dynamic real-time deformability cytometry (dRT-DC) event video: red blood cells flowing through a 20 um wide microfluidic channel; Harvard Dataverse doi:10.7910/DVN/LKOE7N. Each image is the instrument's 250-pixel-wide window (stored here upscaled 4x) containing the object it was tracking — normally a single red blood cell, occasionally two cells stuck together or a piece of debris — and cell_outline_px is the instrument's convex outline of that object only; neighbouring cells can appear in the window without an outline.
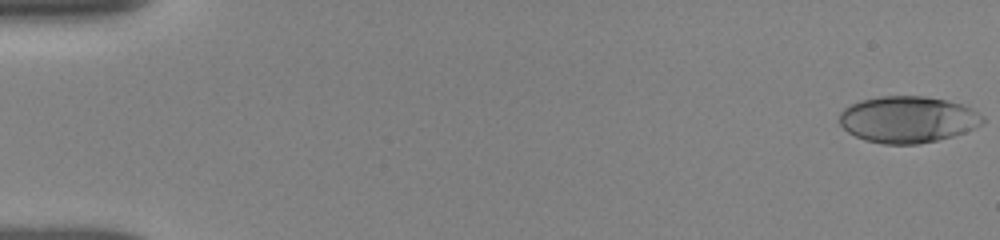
{"species": "human", "species_latin": "Homo sapiens", "temperature_condition": "room temperature", "stored_images_in_passage": 30, "camera_frame_rate_fps": 3000, "um_per_image_px": 0.085, "donor": {"sex": "female"}, "frame": {"image": 1, "passage_image": 1, "time_ms": 0.0, "image_size_px": [1000, 240], "cell_outline_px": [[984, 124], [964, 132], [952, 136], [936, 140], [916, 144], [884, 144], [864, 140], [848, 132], [840, 124], [840, 112], [844, 108], [860, 100], [880, 96], [924, 96], [944, 100], [960, 104], [972, 108], [984, 116]], "centroid_in_image_um": [77.16, 10.15], "position_along_channel_um": 7.8, "area_um2": 38.78}}
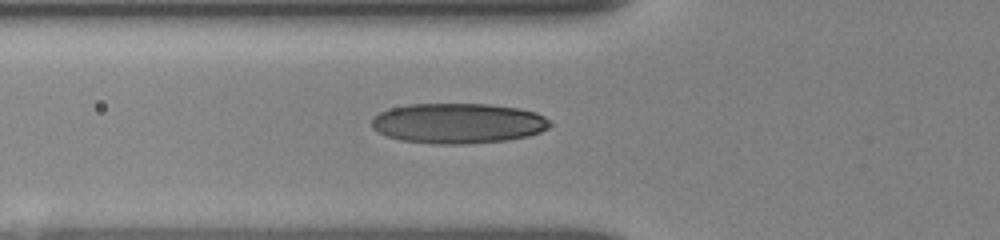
{"frame": {"image": 2, "passage_image": 16, "time_ms": 6.0, "image_size_px": [1000, 240], "cell_outline_px": [[552, 124], [548, 128], [540, 132], [528, 136], [508, 140], [468, 144], [436, 144], [400, 140], [388, 136], [372, 128], [372, 120], [380, 112], [392, 108], [408, 104], [488, 104], [520, 108], [536, 112], [552, 120]], "centroid_in_image_um": [39.0, 10.48], "position_along_channel_um": 86.8, "area_um2": 41.96}}
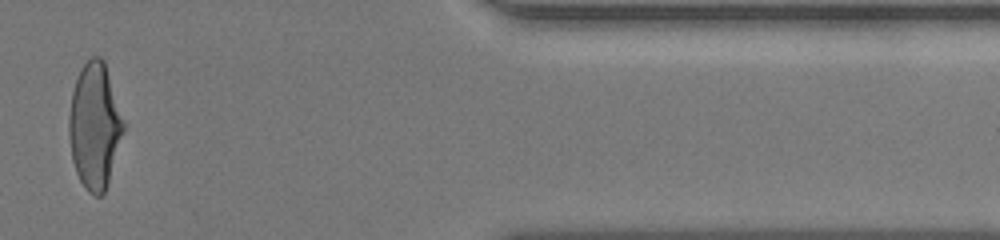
{"frame": {"image": 3, "passage_image": 28, "time_ms": 15.0, "image_size_px": [1000, 240], "cell_outline_px": [[124, 132], [104, 192], [100, 196], [96, 196], [88, 192], [80, 180], [76, 172], [72, 160], [68, 128], [68, 116], [72, 92], [80, 68], [92, 56], [100, 56], [104, 60], [124, 120]], "centroid_in_image_um": [8.04, 10.68], "position_along_channel_um": 403.4, "area_um2": 39.77}, "authors_computed_cell_mechanics": {"area_um2": 39.2462, "velocity_mm_per_s": 3.92, "shape_relaxation_time_tau1_ms": 4.5339, "shape_relaxation_time_tau2_ms": 0.831, "deformation_change_tau1": 0.1754, "deformation_change_tau2": 0.0675}}